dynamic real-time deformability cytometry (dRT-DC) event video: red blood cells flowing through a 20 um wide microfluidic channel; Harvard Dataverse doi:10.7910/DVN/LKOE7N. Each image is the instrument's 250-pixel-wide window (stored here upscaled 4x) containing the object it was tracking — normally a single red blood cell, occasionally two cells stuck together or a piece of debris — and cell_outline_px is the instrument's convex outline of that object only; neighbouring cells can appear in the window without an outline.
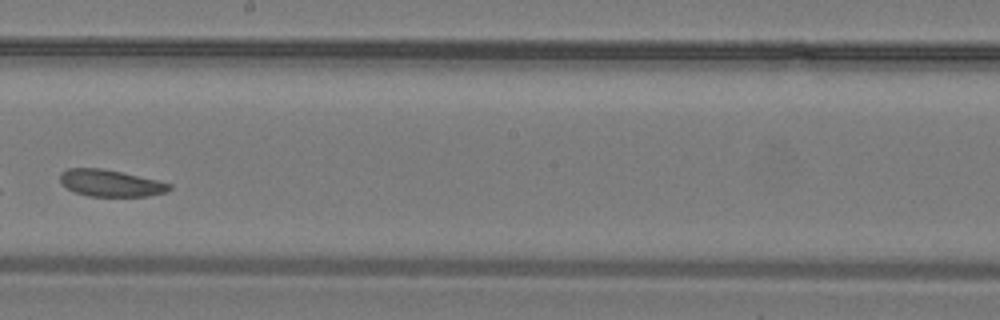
{"species": "common noctule bat (a hibernating species)", "species_latin": "Nyctalus noctula", "temperature_condition": "warm", "stored_images_in_passage": 22, "camera_frame_rate_fps": 3000, "um_per_image_px": 0.085, "animal": {"sex": "male", "body_mass_g": 19.2, "forearm_length_mm": 51.8}, "frame": {"image": 1, "passage_image": 10, "time_ms": 3.0, "image_size_px": [1000, 320], "cell_outline_px": [[172, 188], [168, 192], [148, 196], [88, 196], [76, 192], [68, 188], [60, 180], [60, 172], [68, 168], [100, 168], [160, 180], [172, 184]], "centroid_in_image_um": [9.45, 15.56], "position_along_channel_um": 238.7, "area_um2": 17.05}}